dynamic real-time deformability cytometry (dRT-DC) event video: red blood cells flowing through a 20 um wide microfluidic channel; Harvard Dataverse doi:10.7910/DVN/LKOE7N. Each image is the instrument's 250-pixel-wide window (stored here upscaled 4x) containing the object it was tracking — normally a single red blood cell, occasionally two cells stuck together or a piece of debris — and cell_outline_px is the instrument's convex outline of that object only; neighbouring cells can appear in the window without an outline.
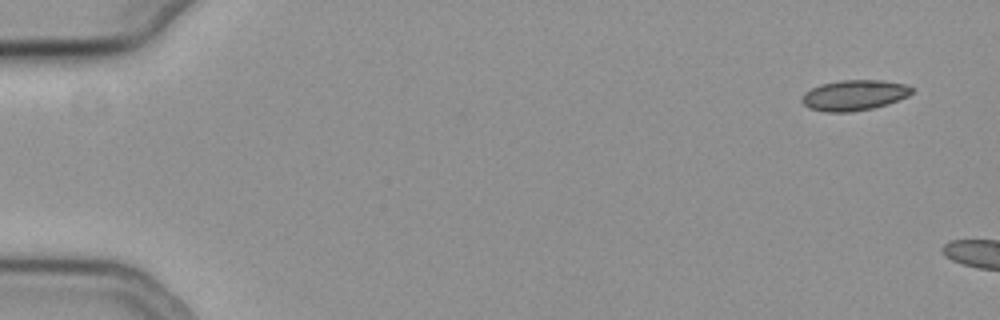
{"species": "common noctule bat (a hibernating species)", "species_latin": "Nyctalus noctula", "temperature_condition": "cold", "stored_images_in_passage": 12, "camera_frame_rate_fps": 3000, "um_per_image_px": 0.085, "animal": {"sex": "female", "body_mass_g": 19.3, "forearm_length_mm": 54.1}, "frame": {"image": 1, "passage_image": 1, "time_ms": 0.0, "image_size_px": [1000, 320], "cell_outline_px": [[912, 92], [908, 96], [888, 104], [872, 108], [848, 112], [828, 112], [808, 108], [800, 100], [800, 96], [804, 92], [820, 84], [840, 80], [880, 80], [908, 84], [912, 88]], "centroid_in_image_um": [72.58, 8.08], "position_along_channel_um": 12.4, "area_um2": 19.65}}